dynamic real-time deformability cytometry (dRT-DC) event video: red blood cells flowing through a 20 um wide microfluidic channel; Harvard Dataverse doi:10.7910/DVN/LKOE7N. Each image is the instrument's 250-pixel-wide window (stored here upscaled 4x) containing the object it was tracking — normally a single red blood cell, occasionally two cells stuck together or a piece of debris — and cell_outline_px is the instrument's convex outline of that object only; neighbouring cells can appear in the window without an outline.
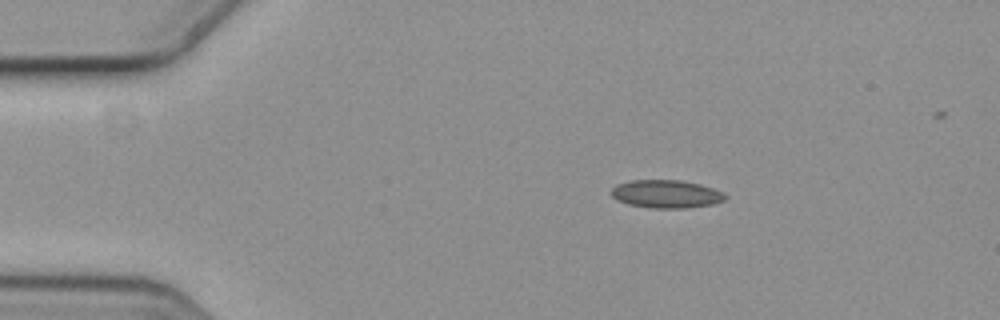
{"species": "common noctule bat (a hibernating species)", "species_latin": "Nyctalus noctula", "temperature_condition": "cold", "stored_images_in_passage": 3, "camera_frame_rate_fps": 3000, "um_per_image_px": 0.085, "animal": {"sex": "female", "body_mass_g": 19.3, "forearm_length_mm": 54.1}, "frame": {"image": 1, "passage_image": 1, "time_ms": 0.0, "image_size_px": [1000, 320], "cell_outline_px": [[728, 196], [724, 200], [712, 204], [684, 208], [652, 208], [628, 204], [616, 200], [612, 196], [612, 188], [616, 184], [632, 180], [680, 180], [700, 184], [712, 188]], "centroid_in_image_um": [56.6, 16.49], "position_along_channel_um": 28.4, "area_um2": 18.5}}
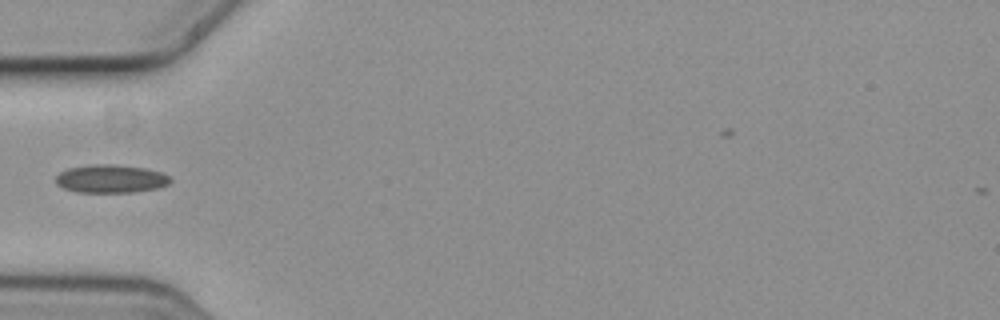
{"frame": {"image": 2, "passage_image": 3, "time_ms": 0.667, "image_size_px": [1000, 320], "cell_outline_px": [[172, 180], [168, 184], [160, 188], [132, 192], [76, 192], [64, 188], [56, 184], [56, 176], [60, 172], [68, 168], [92, 164], [112, 164], [144, 168], [164, 172], [172, 176]], "centroid_in_image_um": [9.46, 15.19], "position_along_channel_um": 75.5, "area_um2": 19.02}}